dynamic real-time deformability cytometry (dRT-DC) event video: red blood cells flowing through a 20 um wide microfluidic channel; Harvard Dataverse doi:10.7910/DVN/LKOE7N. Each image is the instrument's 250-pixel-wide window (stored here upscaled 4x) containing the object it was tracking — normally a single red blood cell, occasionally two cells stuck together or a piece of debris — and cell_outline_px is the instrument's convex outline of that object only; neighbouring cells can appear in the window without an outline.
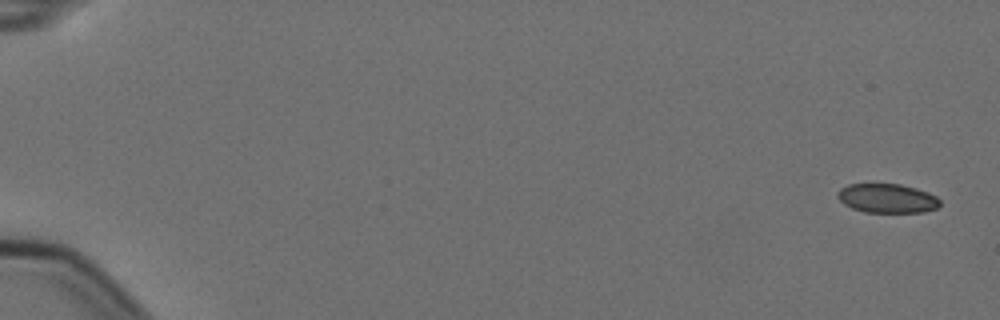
{"species": "Egyptian fruit bat (a non-hibernating species)", "species_latin": "Rousettus aegyptiacus", "temperature_condition": "cold", "stored_images_in_passage": 6, "camera_frame_rate_fps": 3000, "um_per_image_px": 0.085, "animal": {"sex": "female"}, "frame": {"image": 1, "passage_image": 1, "time_ms": 0.0, "image_size_px": [1000, 320], "cell_outline_px": [[940, 204], [936, 208], [924, 212], [864, 212], [852, 208], [844, 204], [836, 196], [836, 192], [840, 188], [848, 184], [900, 184], [916, 188], [928, 192], [936, 196], [940, 200]], "centroid_in_image_um": [75.39, 16.85], "position_along_channel_um": 9.6, "area_um2": 17.46}}
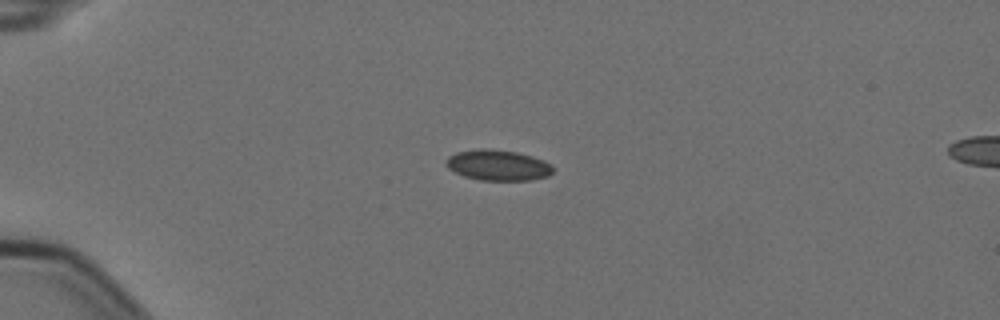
{"frame": {"image": 2, "passage_image": 4, "time_ms": 1.0, "image_size_px": [1000, 320], "cell_outline_px": [[552, 172], [548, 176], [528, 180], [480, 180], [464, 176], [448, 168], [444, 164], [444, 160], [448, 156], [456, 152], [476, 148], [488, 148], [516, 152], [532, 156], [544, 160], [552, 164]], "centroid_in_image_um": [42.28, 14.02], "position_along_channel_um": 42.7, "area_um2": 19.25}}